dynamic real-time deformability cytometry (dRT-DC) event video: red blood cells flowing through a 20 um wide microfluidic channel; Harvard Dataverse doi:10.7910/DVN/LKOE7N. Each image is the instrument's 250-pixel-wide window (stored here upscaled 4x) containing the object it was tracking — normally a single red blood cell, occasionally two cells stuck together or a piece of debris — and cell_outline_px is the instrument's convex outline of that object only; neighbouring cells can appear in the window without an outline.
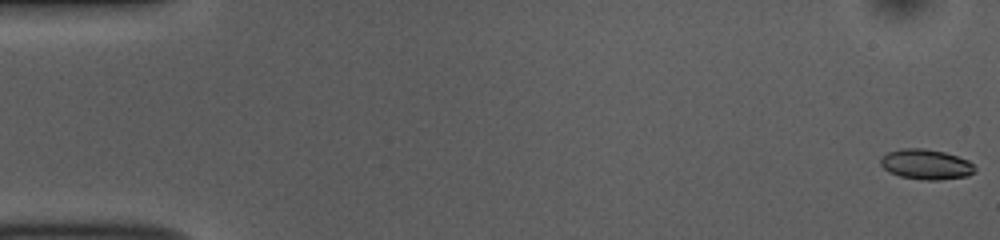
{"species": "common noctule bat (a hibernating species)", "species_latin": "Nyctalus noctula", "temperature_condition": "room temperature", "stored_images_in_passage": 15, "camera_frame_rate_fps": 3000, "um_per_image_px": 0.085, "animal": {"sex": "female", "body_mass_g": 10.0, "forearm_length_mm": 53.1}, "frame": {"image": 1, "passage_image": 1, "time_ms": 0.0, "image_size_px": [1000, 240], "cell_outline_px": [[976, 172], [968, 176], [936, 180], [928, 180], [900, 176], [888, 172], [880, 164], [880, 156], [888, 152], [900, 148], [924, 148], [944, 152], [968, 160], [976, 168]], "centroid_in_image_um": [78.7, 13.96], "position_along_channel_um": 6.3, "area_um2": 16.65}}